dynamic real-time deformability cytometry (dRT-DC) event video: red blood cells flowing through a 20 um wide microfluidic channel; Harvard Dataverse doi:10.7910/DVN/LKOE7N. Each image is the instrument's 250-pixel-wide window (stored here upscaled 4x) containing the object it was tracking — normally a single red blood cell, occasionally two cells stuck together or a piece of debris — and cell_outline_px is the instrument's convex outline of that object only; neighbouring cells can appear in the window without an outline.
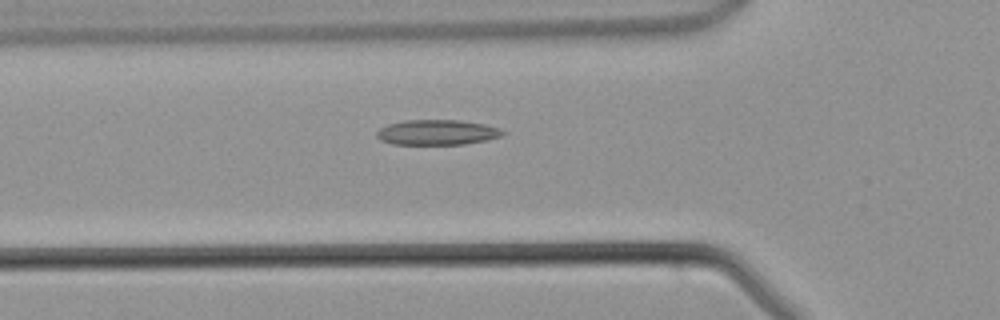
{"species": "common noctule bat (a hibernating species)", "species_latin": "Nyctalus noctula", "temperature_condition": "warm", "stored_images_in_passage": 38, "camera_frame_rate_fps": 3000, "um_per_image_px": 0.085, "animal": {"sex": "male", "body_mass_g": 21.5, "forearm_length_mm": 52.0}, "frame": {"image": 1, "passage_image": 9, "time_ms": 2.667, "image_size_px": [1000, 320], "cell_outline_px": [[504, 132], [500, 136], [488, 140], [464, 144], [392, 144], [380, 140], [376, 136], [376, 132], [380, 128], [388, 124], [404, 120], [460, 120], [484, 124], [500, 128]], "centroid_in_image_um": [37.13, 11.25], "position_along_channel_um": 88.7, "area_um2": 18.5}}
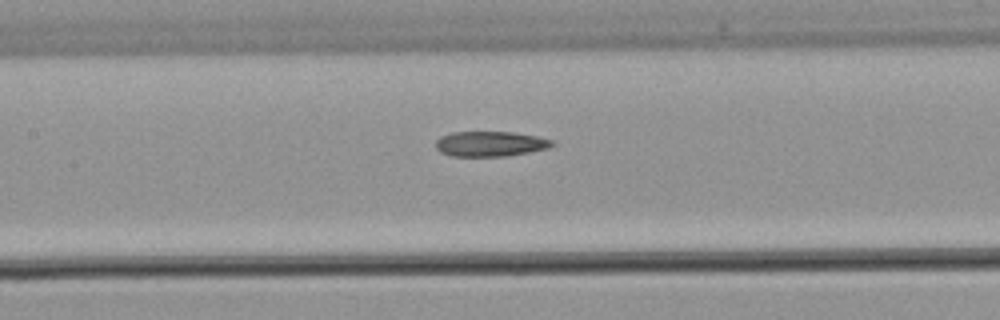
{"frame": {"image": 2, "passage_image": 14, "time_ms": 4.333, "image_size_px": [1000, 320], "cell_outline_px": [[556, 144], [548, 148], [508, 156], [452, 156], [440, 152], [436, 148], [436, 140], [440, 136], [452, 132], [512, 132], [536, 136], [552, 140]], "centroid_in_image_um": [41.66, 12.23], "position_along_channel_um": 165.7, "area_um2": 17.05}}
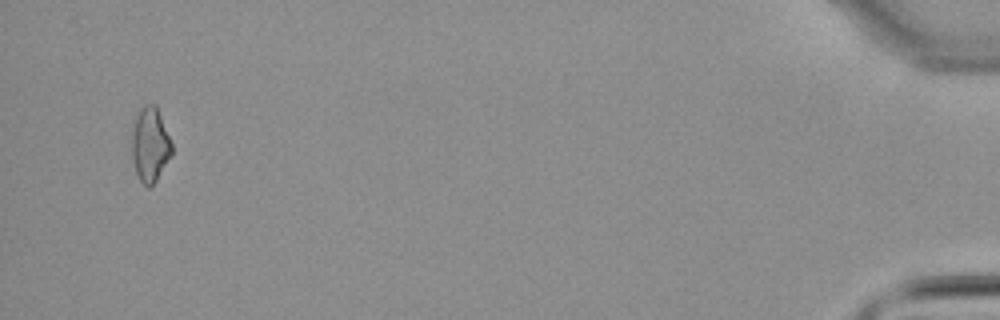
{"frame": {"image": 3, "passage_image": 37, "time_ms": 12.0, "image_size_px": [1000, 320], "cell_outline_px": [[172, 156], [156, 180], [148, 188], [140, 180], [136, 172], [132, 160], [132, 136], [136, 116], [140, 108], [144, 104], [156, 104], [172, 144]], "centroid_in_image_um": [12.77, 12.29], "position_along_channel_um": 422.4, "area_um2": 17.28}}